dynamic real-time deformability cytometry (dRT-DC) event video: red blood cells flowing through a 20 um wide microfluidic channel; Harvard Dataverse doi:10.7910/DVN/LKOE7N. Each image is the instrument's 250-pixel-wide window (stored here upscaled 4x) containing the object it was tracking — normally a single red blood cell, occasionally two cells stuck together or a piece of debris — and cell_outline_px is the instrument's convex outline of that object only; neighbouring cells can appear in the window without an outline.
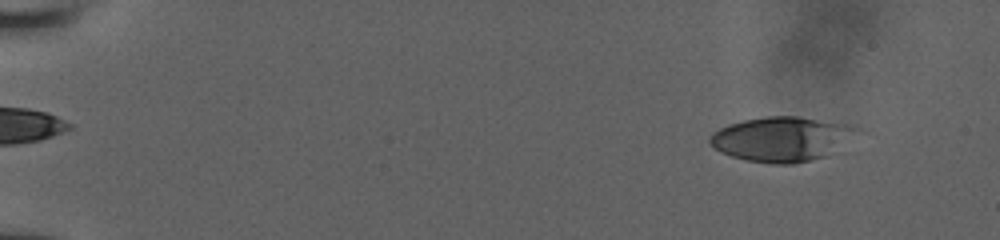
{"species": "human", "species_latin": "Homo sapiens", "temperature_condition": "room temperature", "stored_images_in_passage": 47, "camera_frame_rate_fps": 3000, "um_per_image_px": 0.085, "donor": {"sex": "male"}, "frame": {"image": 1, "passage_image": 1, "time_ms": 0.0, "image_size_px": [1000, 240], "cell_outline_px": [[860, 128], [824, 156], [792, 164], [772, 164], [748, 160], [732, 156], [720, 152], [708, 140], [708, 136], [712, 132], [728, 124], [744, 120], [764, 116], [796, 116], [844, 124]], "centroid_in_image_um": [66.3, 11.8], "position_along_channel_um": 18.7, "area_um2": 37.17}}
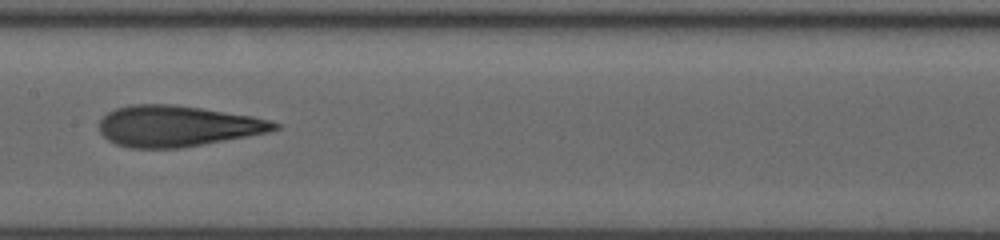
{"frame": {"image": 2, "passage_image": 19, "time_ms": 8.0, "image_size_px": [1000, 240], "cell_outline_px": [[280, 128], [268, 132], [180, 148], [128, 148], [116, 144], [108, 140], [100, 132], [100, 120], [108, 112], [116, 108], [132, 104], [172, 104], [200, 108], [252, 116], [268, 120], [280, 124]], "centroid_in_image_um": [15.04, 10.71], "position_along_channel_um": 192.4, "area_um2": 41.5}}
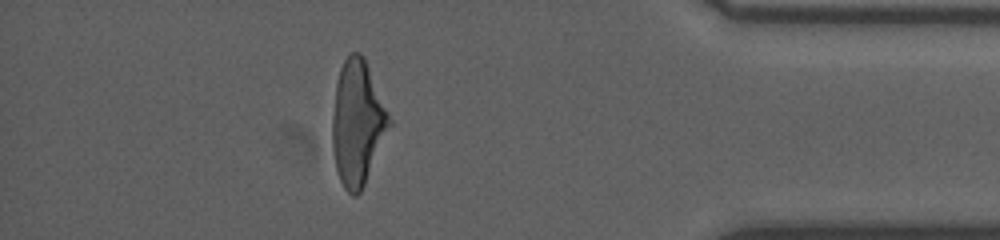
{"frame": {"image": 3, "passage_image": 40, "time_ms": 14.0, "image_size_px": [1000, 240], "cell_outline_px": [[392, 124], [364, 184], [360, 192], [356, 196], [352, 196], [344, 188], [340, 180], [336, 168], [332, 148], [332, 116], [336, 84], [340, 68], [344, 60], [352, 52], [360, 52], [364, 56], [392, 120]], "centroid_in_image_um": [30.38, 10.44], "position_along_channel_um": 404.8, "area_um2": 41.33}}